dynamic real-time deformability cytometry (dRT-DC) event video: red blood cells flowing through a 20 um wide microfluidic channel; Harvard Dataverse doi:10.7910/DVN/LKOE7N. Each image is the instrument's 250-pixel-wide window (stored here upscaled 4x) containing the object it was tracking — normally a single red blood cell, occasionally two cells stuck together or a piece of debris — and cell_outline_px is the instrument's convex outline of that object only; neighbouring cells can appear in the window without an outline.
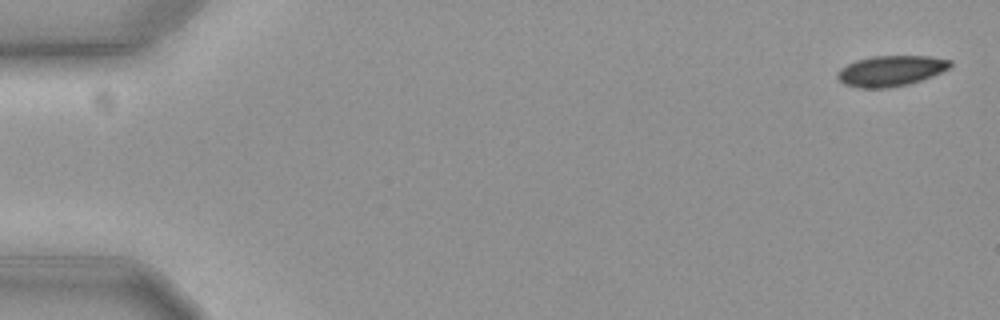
{"species": "common noctule bat (a hibernating species)", "species_latin": "Nyctalus noctula", "temperature_condition": "cold", "stored_images_in_passage": 57, "camera_frame_rate_fps": 3000, "um_per_image_px": 0.085, "animal": {"sex": "female", "body_mass_g": 19.3, "forearm_length_mm": 54.1}, "frame": {"image": 1, "passage_image": 1, "time_ms": 0.0, "image_size_px": [1000, 320], "cell_outline_px": [[952, 64], [948, 68], [932, 76], [908, 84], [888, 88], [860, 88], [844, 84], [836, 76], [836, 72], [840, 68], [856, 60], [872, 56], [928, 56], [952, 60]], "centroid_in_image_um": [75.69, 6.02], "position_along_channel_um": 9.3, "area_um2": 20.06}}
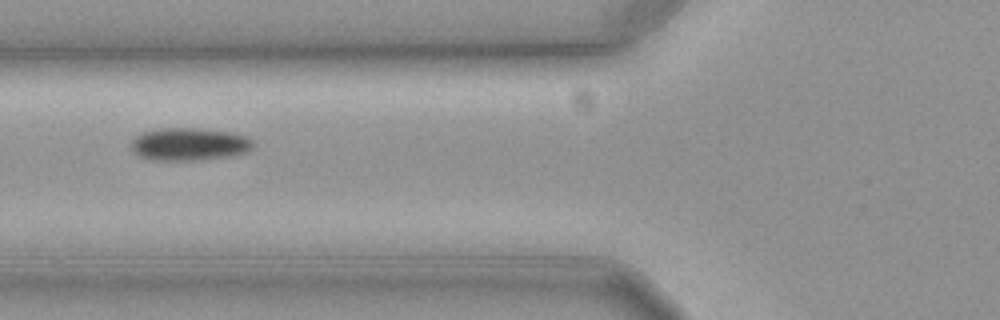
{"frame": {"image": 2, "passage_image": 22, "time_ms": 7.0, "image_size_px": [1000, 320], "cell_outline_px": [[256, 144], [248, 152], [228, 156], [192, 160], [156, 160], [140, 156], [132, 148], [132, 140], [136, 136], [144, 132], [160, 128], [196, 128], [232, 132], [248, 136], [256, 140]], "centroid_in_image_um": [16.18, 12.24], "position_along_channel_um": 109.6, "area_um2": 23.24}}
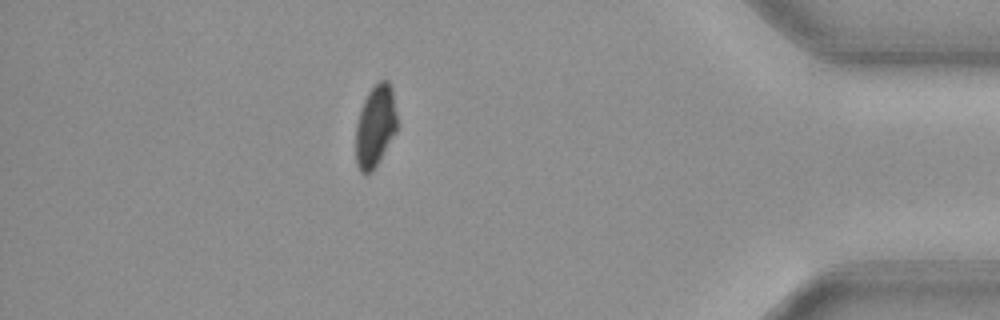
{"frame": {"image": 3, "passage_image": 50, "time_ms": 16.333, "image_size_px": [1000, 320], "cell_outline_px": [[396, 132], [380, 160], [372, 172], [364, 176], [360, 172], [356, 164], [356, 124], [364, 100], [368, 92], [380, 80], [388, 80], [392, 88], [396, 112]], "centroid_in_image_um": [31.89, 10.76], "position_along_channel_um": 403.3, "area_um2": 19.77}, "authors_computed_cell_mechanics": {"area_um2": 21.6172, "velocity_mm_per_s": 3.6116, "shape_relaxation_time_tau1_ms": 3.6695, "shape_relaxation_time_tau2_ms": null, "deformation_change_tau1": 0.0858, "deformation_change_tau2": null}}